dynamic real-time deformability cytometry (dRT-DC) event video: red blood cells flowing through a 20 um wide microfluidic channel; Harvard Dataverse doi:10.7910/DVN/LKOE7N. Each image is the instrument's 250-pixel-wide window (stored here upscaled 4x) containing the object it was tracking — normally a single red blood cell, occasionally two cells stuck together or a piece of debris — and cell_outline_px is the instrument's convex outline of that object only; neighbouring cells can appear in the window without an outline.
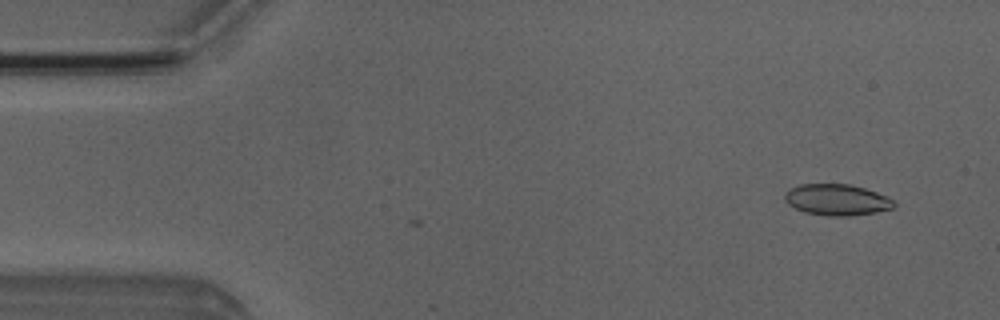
{"species": "Egyptian fruit bat (a non-hibernating species)", "species_latin": "Rousettus aegyptiacus", "temperature_condition": "room temperature", "stored_images_in_passage": 5, "camera_frame_rate_fps": 3000, "um_per_image_px": 0.085, "animal": {"sex": "male"}, "frame": {"image": 1, "passage_image": 2, "time_ms": 1.0, "image_size_px": [1000, 320], "cell_outline_px": [[896, 204], [892, 208], [876, 212], [848, 216], [828, 216], [804, 212], [788, 204], [784, 200], [784, 192], [788, 188], [800, 184], [848, 184], [864, 188], [888, 196]], "centroid_in_image_um": [71.09, 16.97], "position_along_channel_um": 13.9, "area_um2": 19.94}}